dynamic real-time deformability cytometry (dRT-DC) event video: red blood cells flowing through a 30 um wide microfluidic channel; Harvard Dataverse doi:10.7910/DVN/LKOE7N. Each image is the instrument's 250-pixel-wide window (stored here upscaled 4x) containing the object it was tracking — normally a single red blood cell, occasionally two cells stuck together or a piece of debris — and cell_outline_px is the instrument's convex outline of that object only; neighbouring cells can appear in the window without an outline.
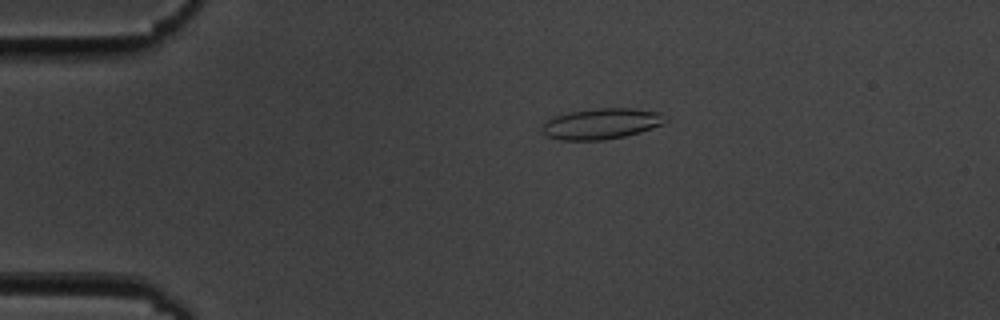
{"species": "common noctule bat (a hibernating species)", "species_latin": "Nyctalus noctula", "temperature_condition": "cold", "stored_images_in_passage": 56, "camera_frame_rate_fps": 3000, "um_per_image_px": 0.085, "animal": {"sex": "male", "body_mass_g": 19.5, "forearm_length_mm": 54.6}, "frame": {"image": 1, "passage_image": 12, "time_ms": 3.667, "image_size_px": [1000, 320], "cell_outline_px": [[668, 120], [664, 124], [640, 132], [624, 136], [604, 140], [560, 140], [548, 136], [544, 132], [544, 124], [548, 120], [556, 116], [572, 112], [596, 108], [632, 108], [660, 112]], "centroid_in_image_um": [51.19, 10.51], "position_along_channel_um": 33.8, "area_um2": 21.85}}
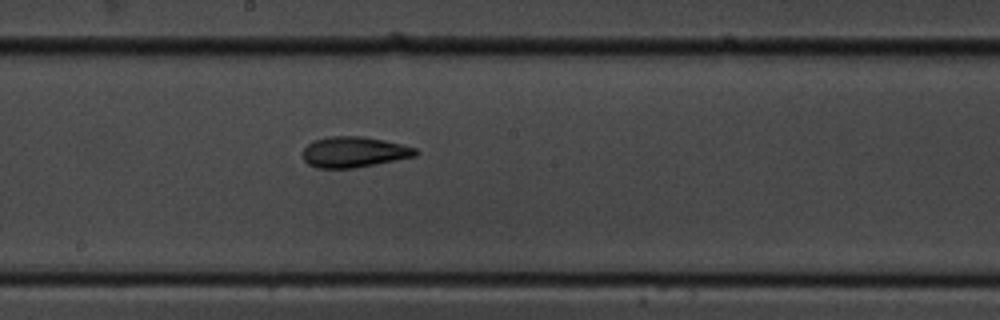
{"frame": {"image": 2, "passage_image": 31, "time_ms": 10.0, "image_size_px": [1000, 320], "cell_outline_px": [[420, 152], [416, 156], [356, 168], [316, 168], [308, 164], [304, 160], [304, 148], [312, 140], [328, 136], [360, 136], [384, 140], [416, 148]], "centroid_in_image_um": [30.09, 12.92], "position_along_channel_um": 218.1, "area_um2": 20.23}}
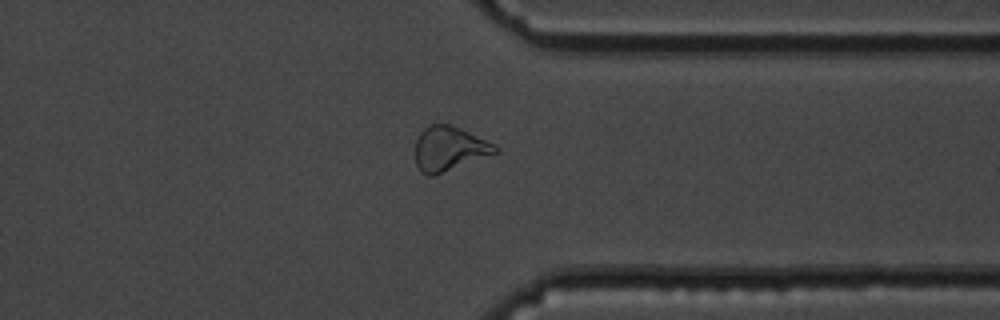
{"frame": {"image": 3, "passage_image": 44, "time_ms": 14.333, "image_size_px": [1000, 320], "cell_outline_px": [[500, 152], [432, 176], [428, 176], [420, 172], [416, 164], [416, 140], [420, 132], [424, 128], [432, 124], [448, 124], [468, 132], [500, 148]], "centroid_in_image_um": [38.16, 12.66], "position_along_channel_um": 373.2, "area_um2": 20.4}, "authors_computed_cell_mechanics": {"area_um2": 21.0103, "velocity_mm_per_s": 3.6245, "shape_relaxation_time_tau1_ms": 10.1867, "shape_relaxation_time_tau2_ms": 2.6432, "deformation_change_tau1": 0.2096, "deformation_change_tau2": 0.1066}}